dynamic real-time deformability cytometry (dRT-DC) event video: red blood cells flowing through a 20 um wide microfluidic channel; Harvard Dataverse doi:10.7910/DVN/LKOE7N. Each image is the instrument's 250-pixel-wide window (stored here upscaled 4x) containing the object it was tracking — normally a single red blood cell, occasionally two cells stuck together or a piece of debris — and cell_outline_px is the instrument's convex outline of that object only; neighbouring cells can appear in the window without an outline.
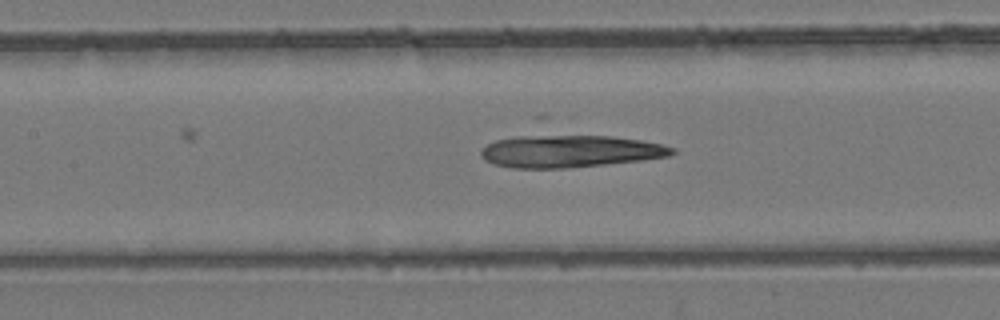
{"species": "common noctule bat (a hibernating species)", "species_latin": "Nyctalus noctula", "temperature_condition": "room temperature", "stored_images_in_passage": 37, "camera_frame_rate_fps": 3000, "um_per_image_px": 0.085, "animal": {"sex": "female", "body_mass_g": 24.6, "forearm_length_mm": 56.2}, "frame": {"image": 1, "passage_image": 15, "time_ms": 4.667, "image_size_px": [1000, 320], "cell_outline_px": [[676, 152], [668, 156], [640, 160], [604, 164], [564, 168], [512, 168], [492, 164], [484, 160], [480, 156], [480, 152], [488, 144], [496, 140], [516, 136], [612, 136], [640, 140], [660, 144], [676, 148]], "centroid_in_image_um": [48.41, 12.86], "position_along_channel_um": 159.0, "area_um2": 35.66}}
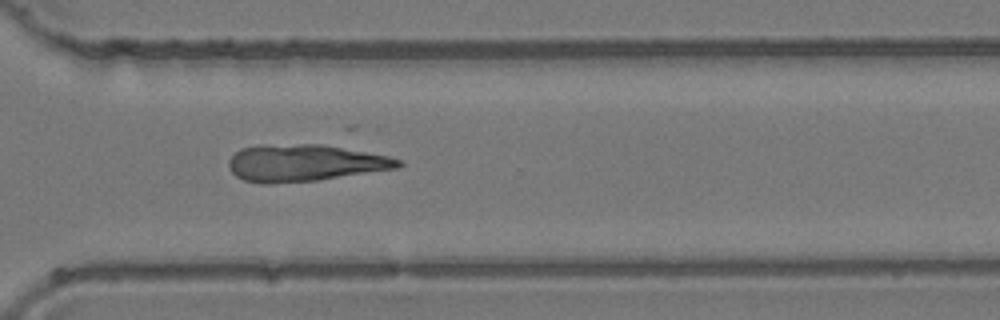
{"frame": {"image": 2, "passage_image": 28, "time_ms": 9.0, "image_size_px": [1000, 320], "cell_outline_px": [[404, 164], [400, 168], [316, 180], [268, 184], [260, 184], [244, 180], [236, 176], [228, 168], [228, 160], [240, 148], [300, 144], [320, 144], [388, 156], [404, 160]], "centroid_in_image_um": [25.93, 13.87], "position_along_channel_um": 344.7, "area_um2": 36.01}}
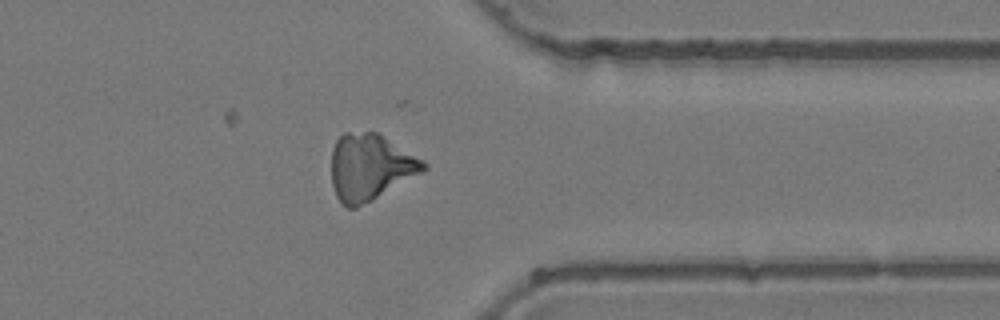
{"frame": {"image": 3, "passage_image": 31, "time_ms": 10.0, "image_size_px": [1000, 320], "cell_outline_px": [[428, 168], [372, 200], [356, 208], [348, 208], [336, 196], [332, 184], [332, 148], [336, 140], [344, 132], [376, 132], [424, 160], [428, 164]], "centroid_in_image_um": [31.45, 14.19], "position_along_channel_um": 380.0, "area_um2": 35.2}}